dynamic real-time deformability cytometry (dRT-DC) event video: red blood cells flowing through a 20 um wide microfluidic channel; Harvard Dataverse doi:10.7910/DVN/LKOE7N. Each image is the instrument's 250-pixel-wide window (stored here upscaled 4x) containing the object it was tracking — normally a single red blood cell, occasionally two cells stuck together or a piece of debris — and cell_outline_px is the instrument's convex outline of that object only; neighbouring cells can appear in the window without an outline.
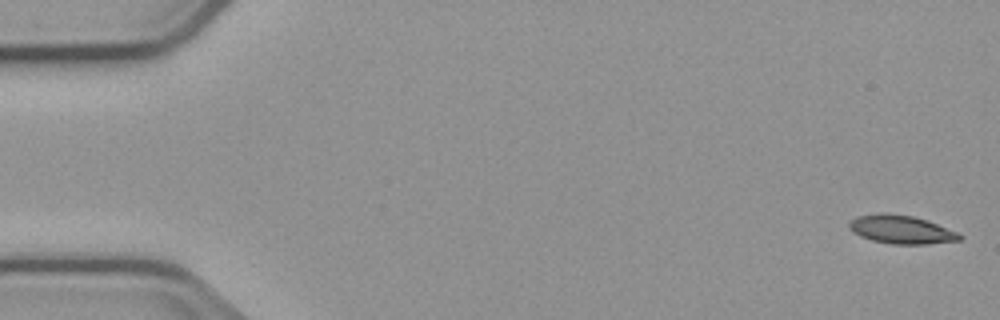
{"species": "common noctule bat (a hibernating species)", "species_latin": "Nyctalus noctula", "temperature_condition": "cold", "stored_images_in_passage": 5, "camera_frame_rate_fps": 3000, "um_per_image_px": 0.085, "animal": {"sex": "male", "body_mass_g": 23.1, "forearm_length_mm": 52.7}, "frame": {"image": 1, "passage_image": 1, "time_ms": 0.0, "image_size_px": [1000, 320], "cell_outline_px": [[964, 236], [960, 240], [928, 244], [892, 244], [872, 240], [860, 236], [852, 232], [848, 228], [848, 224], [856, 216], [876, 212], [884, 212], [912, 216], [928, 220], [960, 232]], "centroid_in_image_um": [76.62, 19.5], "position_along_channel_um": 8.4, "area_um2": 18.67}}
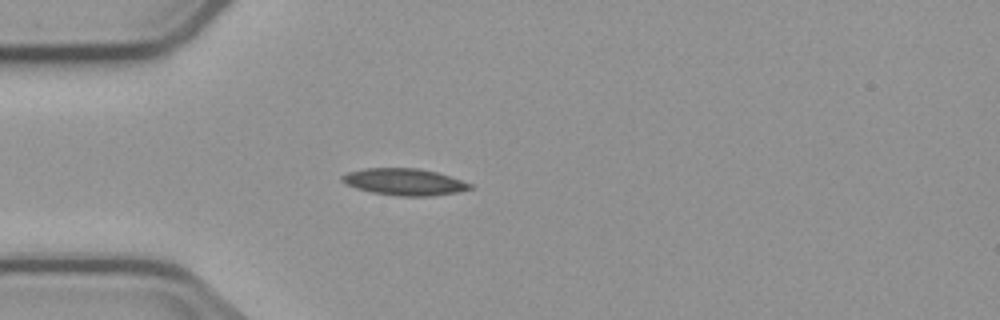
{"frame": {"image": 2, "passage_image": 4, "time_ms": 4.667, "image_size_px": [1000, 320], "cell_outline_px": [[476, 188], [456, 192], [432, 196], [400, 196], [372, 192], [356, 188], [340, 180], [340, 176], [348, 172], [364, 168], [416, 168], [436, 172], [472, 184]], "centroid_in_image_um": [34.37, 15.46], "position_along_channel_um": 50.6, "area_um2": 19.83}}